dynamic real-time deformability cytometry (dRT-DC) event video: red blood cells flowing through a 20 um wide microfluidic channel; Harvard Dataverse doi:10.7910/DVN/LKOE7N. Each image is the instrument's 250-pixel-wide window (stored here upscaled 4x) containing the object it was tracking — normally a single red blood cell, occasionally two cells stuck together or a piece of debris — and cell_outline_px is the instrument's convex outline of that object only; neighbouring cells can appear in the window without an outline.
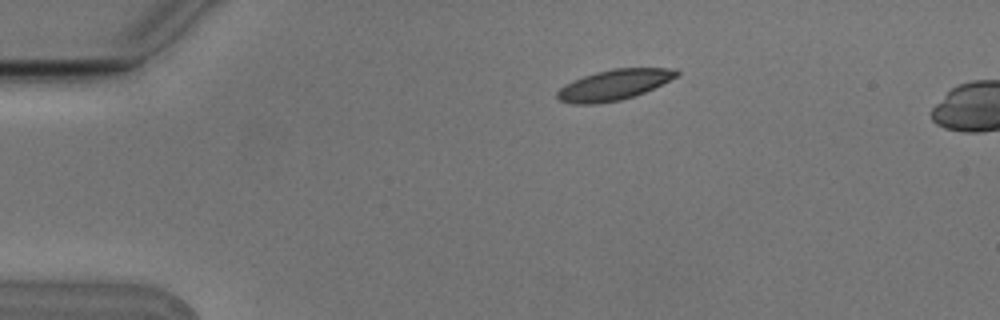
{"species": "Egyptian fruit bat (a non-hibernating species)", "species_latin": "Rousettus aegyptiacus", "temperature_condition": "cold", "stored_images_in_passage": 5, "camera_frame_rate_fps": 3000, "um_per_image_px": 0.085, "animal": {"sex": "male"}, "frame": {"image": 1, "passage_image": 1, "time_ms": 0.0, "image_size_px": [1000, 320], "cell_outline_px": [[680, 72], [676, 76], [644, 92], [620, 100], [596, 104], [572, 104], [560, 100], [556, 96], [556, 92], [564, 84], [572, 80], [596, 72], [612, 68], [676, 68]], "centroid_in_image_um": [52.13, 7.21], "position_along_channel_um": 32.9, "area_um2": 21.04}}
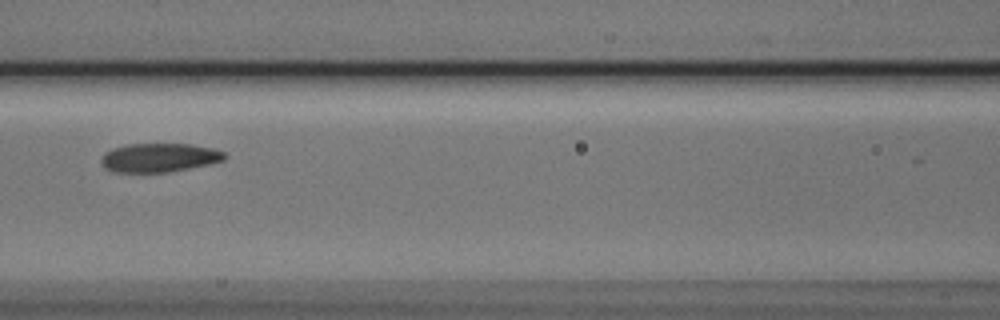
{"frame": {"image": 2, "passage_image": 5, "time_ms": 1.333, "image_size_px": [1000, 320], "cell_outline_px": [[228, 156], [224, 160], [208, 164], [188, 168], [164, 172], [112, 172], [104, 168], [100, 160], [100, 156], [104, 152], [112, 148], [124, 144], [192, 144], [216, 148], [224, 152]], "centroid_in_image_um": [13.5, 13.38], "position_along_channel_um": 153.1, "area_um2": 20.98}}